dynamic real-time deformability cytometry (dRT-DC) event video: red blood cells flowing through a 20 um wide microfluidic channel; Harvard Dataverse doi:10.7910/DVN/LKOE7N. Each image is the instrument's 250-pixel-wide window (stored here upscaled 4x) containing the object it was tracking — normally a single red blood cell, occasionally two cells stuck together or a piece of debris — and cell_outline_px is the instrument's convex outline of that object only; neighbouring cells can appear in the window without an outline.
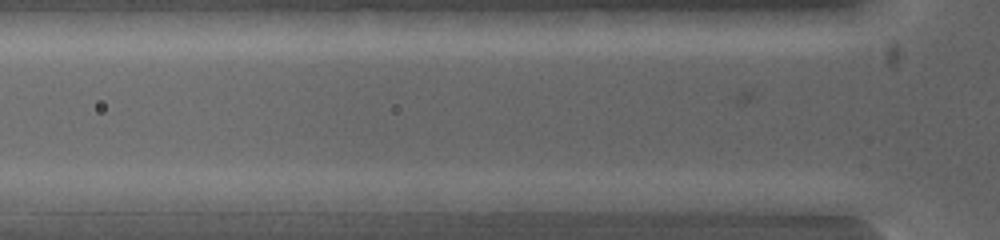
{"species": "common noctule bat (a hibernating species)", "species_latin": "Nyctalus noctula", "temperature_condition": "warm", "stored_images_in_passage": 3, "camera_frame_rate_fps": 5000, "um_per_image_px": 0.085, "animal": {"sex": "female", "body_mass_g": 19.0, "forearm_length_mm": 53.3}, "frame": {"image": 1, "passage_image": 3, "time_ms": 0.8, "image_size_px": [1000, 240], "cell_outline_px": [[600, 200], [576, 212], [516, 212], [492, 200], [512, 192], [576, 192]], "centroid_in_image_um": [46.38, 17.15], "position_along_channel_um": 79.4, "area_um2": 12.25}}